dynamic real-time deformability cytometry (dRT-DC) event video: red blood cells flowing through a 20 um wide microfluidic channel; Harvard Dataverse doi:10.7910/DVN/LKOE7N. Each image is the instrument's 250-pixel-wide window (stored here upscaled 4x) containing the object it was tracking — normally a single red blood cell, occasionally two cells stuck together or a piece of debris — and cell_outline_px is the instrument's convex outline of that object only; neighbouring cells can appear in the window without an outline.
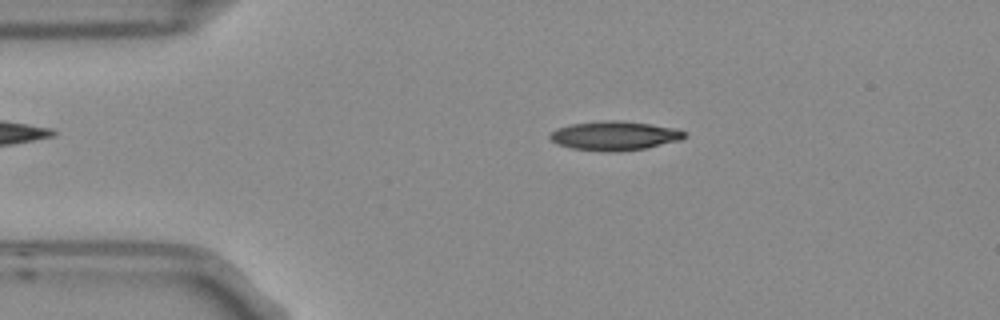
{"species": "Egyptian fruit bat (a non-hibernating species)", "species_latin": "Rousettus aegyptiacus", "temperature_condition": "room temperature", "stored_images_in_passage": 3, "camera_frame_rate_fps": 3000, "um_per_image_px": 0.085, "frame": {"image": 1, "passage_image": 2, "time_ms": 0.333, "image_size_px": [1000, 320], "cell_outline_px": [[688, 136], [680, 140], [644, 148], [620, 152], [604, 152], [572, 148], [556, 144], [548, 136], [556, 128], [572, 124], [604, 120], [620, 120], [652, 124], [676, 128], [688, 132]], "centroid_in_image_um": [52.26, 11.53], "position_along_channel_um": 32.7, "area_um2": 23.06}}